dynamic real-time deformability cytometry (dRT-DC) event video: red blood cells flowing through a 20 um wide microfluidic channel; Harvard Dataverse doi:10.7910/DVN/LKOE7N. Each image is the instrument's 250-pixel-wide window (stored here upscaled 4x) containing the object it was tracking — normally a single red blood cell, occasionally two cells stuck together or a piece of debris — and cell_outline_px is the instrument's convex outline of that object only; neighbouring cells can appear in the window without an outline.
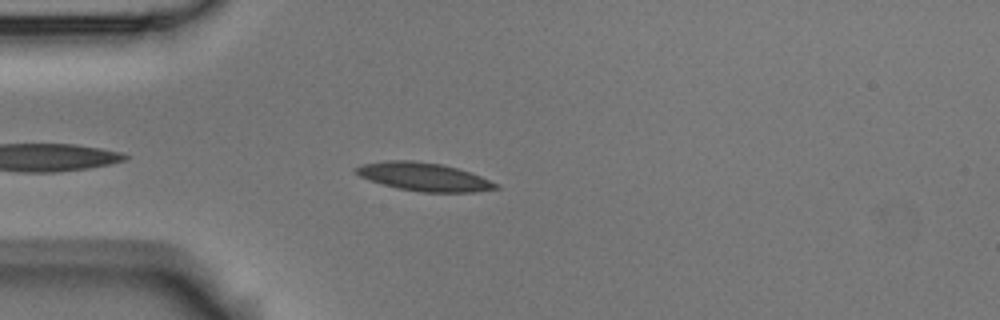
{"species": "Egyptian fruit bat (a non-hibernating species)", "species_latin": "Rousettus aegyptiacus", "temperature_condition": "room temperature", "stored_images_in_passage": 6, "camera_frame_rate_fps": 3000, "um_per_image_px": 0.085, "animal": {"sex": "male"}, "frame": {"image": 1, "passage_image": 5, "time_ms": 1.333, "image_size_px": [1000, 320], "cell_outline_px": [[500, 188], [476, 192], [420, 192], [396, 188], [380, 184], [368, 180], [352, 172], [352, 168], [364, 164], [388, 160], [412, 160], [440, 164], [472, 172], [500, 184]], "centroid_in_image_um": [36.02, 15.03], "position_along_channel_um": 49.0, "area_um2": 23.35}}